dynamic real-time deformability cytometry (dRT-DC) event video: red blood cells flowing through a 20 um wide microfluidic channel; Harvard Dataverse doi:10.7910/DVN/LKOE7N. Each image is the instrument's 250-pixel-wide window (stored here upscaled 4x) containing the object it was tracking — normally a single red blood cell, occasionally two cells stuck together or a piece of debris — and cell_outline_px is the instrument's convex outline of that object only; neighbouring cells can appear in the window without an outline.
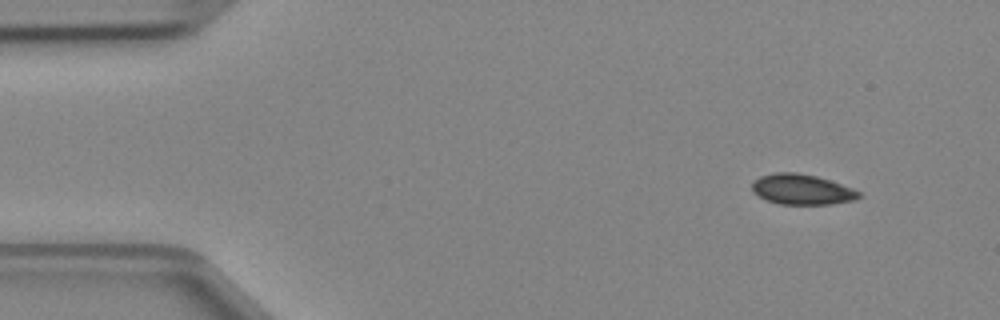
{"species": "Egyptian fruit bat (a non-hibernating species)", "species_latin": "Rousettus aegyptiacus", "temperature_condition": "cold", "stored_images_in_passage": 3, "camera_frame_rate_fps": 3000, "um_per_image_px": 0.085, "animal": {"sex": "female"}, "frame": {"image": 1, "passage_image": 1, "time_ms": 0.0, "image_size_px": [1000, 320], "cell_outline_px": [[864, 196], [852, 200], [832, 204], [780, 204], [768, 200], [752, 192], [752, 180], [760, 176], [776, 172], [796, 172], [816, 176], [852, 188], [860, 192]], "centroid_in_image_um": [68.14, 16.09], "position_along_channel_um": 16.9, "area_um2": 18.84}}